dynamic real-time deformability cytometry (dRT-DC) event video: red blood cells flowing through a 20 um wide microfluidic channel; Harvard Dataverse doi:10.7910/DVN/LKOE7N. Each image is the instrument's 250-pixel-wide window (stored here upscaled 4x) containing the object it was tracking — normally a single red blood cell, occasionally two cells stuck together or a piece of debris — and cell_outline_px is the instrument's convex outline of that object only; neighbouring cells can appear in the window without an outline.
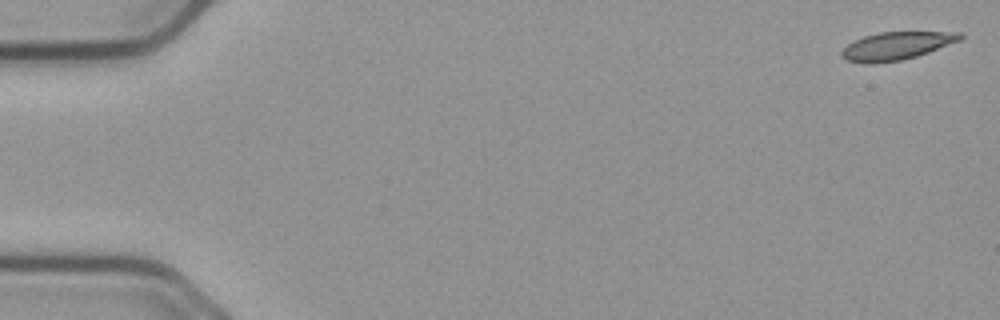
{"species": "common noctule bat (a hibernating species)", "species_latin": "Nyctalus noctula", "temperature_condition": "cold", "stored_images_in_passage": 55, "camera_frame_rate_fps": 3000, "um_per_image_px": 0.085, "animal": {"sex": "male", "body_mass_g": 23.1, "forearm_length_mm": 52.7}, "frame": {"image": 1, "passage_image": 1, "time_ms": 0.0, "image_size_px": [1000, 320], "cell_outline_px": [[964, 36], [960, 40], [928, 52], [916, 56], [900, 60], [872, 64], [848, 60], [840, 56], [840, 52], [852, 40], [864, 36], [880, 32], [964, 32]], "centroid_in_image_um": [76.18, 3.89], "position_along_channel_um": 8.8, "area_um2": 19.13}}
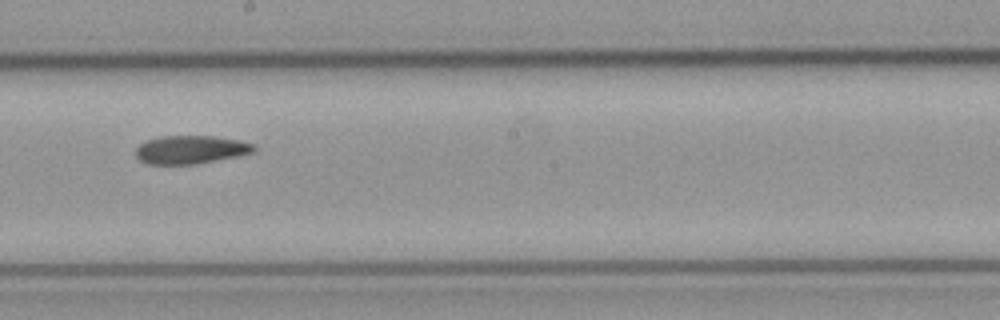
{"frame": {"image": 2, "passage_image": 31, "time_ms": 10.0, "image_size_px": [1000, 320], "cell_outline_px": [[256, 152], [196, 164], [144, 164], [136, 156], [136, 148], [140, 144], [148, 140], [160, 136], [212, 136], [240, 140], [256, 144]], "centroid_in_image_um": [16.23, 12.72], "position_along_channel_um": 232.0, "area_um2": 19.54}}
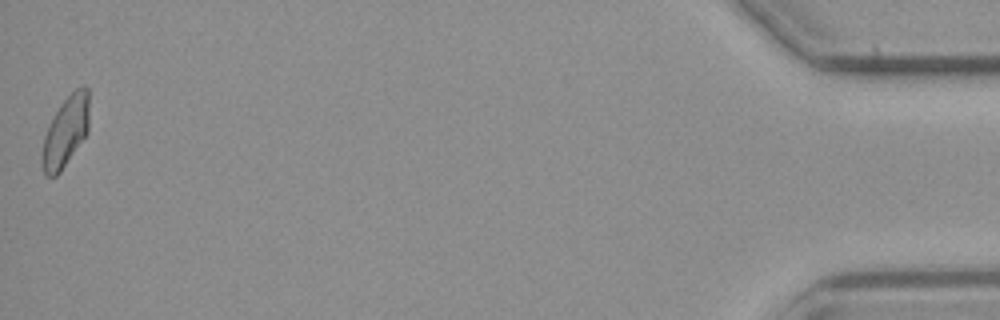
{"frame": {"image": 3, "passage_image": 55, "time_ms": 18.0, "image_size_px": [1000, 320], "cell_outline_px": [[88, 132], [60, 172], [56, 176], [48, 176], [44, 172], [40, 160], [40, 156], [44, 136], [52, 116], [60, 104], [76, 88], [84, 84], [88, 88]], "centroid_in_image_um": [5.55, 11.18], "position_along_channel_um": 429.6, "area_um2": 19.36}, "authors_computed_cell_mechanics": {"area_um2": 19.941, "velocity_mm_per_s": 3.7145, "shape_relaxation_time_tau1_ms": null, "shape_relaxation_time_tau2_ms": 2.3822, "deformation_change_tau1": null, "deformation_change_tau2": 0.0719}}